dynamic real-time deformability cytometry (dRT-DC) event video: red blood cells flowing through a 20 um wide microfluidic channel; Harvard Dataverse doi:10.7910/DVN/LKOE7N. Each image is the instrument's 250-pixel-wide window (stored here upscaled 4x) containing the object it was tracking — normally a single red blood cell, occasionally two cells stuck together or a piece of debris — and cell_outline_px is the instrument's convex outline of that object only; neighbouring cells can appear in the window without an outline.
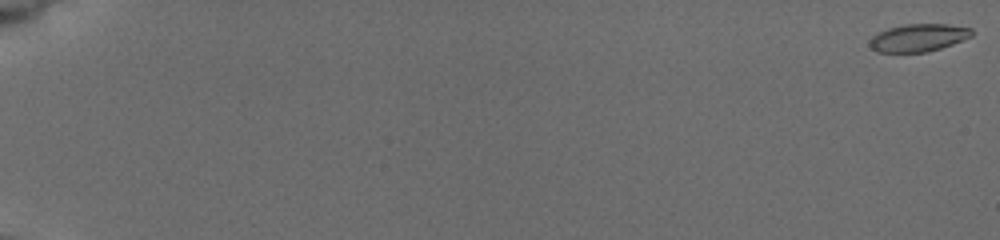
{"species": "common noctule bat (a hibernating species)", "species_latin": "Nyctalus noctula", "temperature_condition": "cold", "stored_images_in_passage": 45, "camera_frame_rate_fps": 3000, "um_per_image_px": 0.085, "animal": {"sex": "female", "body_mass_g": 19.5, "forearm_length_mm": 54.1}, "frame": {"image": 1, "passage_image": 1, "time_ms": 0.0, "image_size_px": [1000, 240], "cell_outline_px": [[972, 36], [952, 44], [928, 52], [876, 52], [868, 44], [868, 40], [872, 36], [888, 28], [904, 24], [948, 24], [972, 28]], "centroid_in_image_um": [78.04, 3.2], "position_along_channel_um": 7.0, "area_um2": 16.47}}
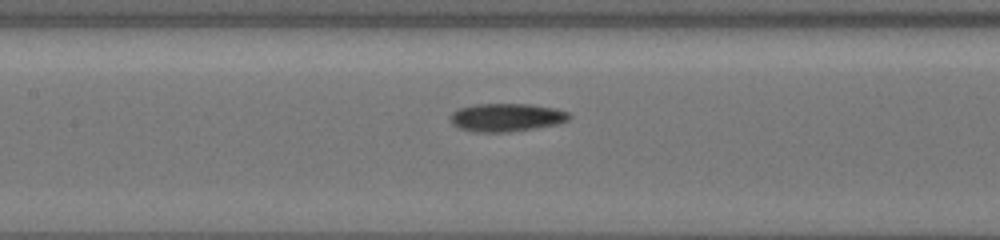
{"frame": {"image": 2, "passage_image": 26, "time_ms": 9.667, "image_size_px": [1000, 240], "cell_outline_px": [[572, 116], [568, 120], [556, 124], [508, 132], [476, 132], [460, 128], [452, 124], [448, 116], [452, 112], [460, 108], [472, 104], [532, 104], [556, 108], [568, 112]], "centroid_in_image_um": [43.02, 9.97], "position_along_channel_um": 164.4, "area_um2": 19.54}}
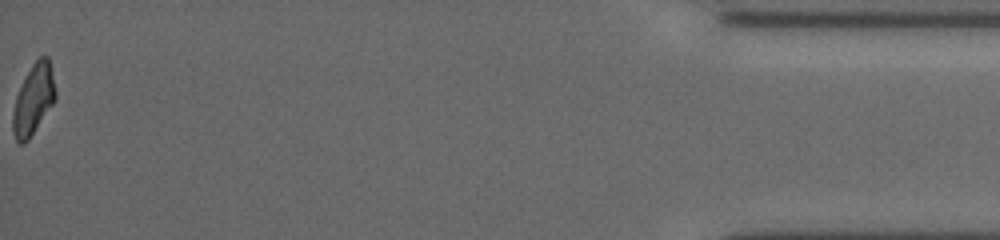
{"frame": {"image": 3, "passage_image": 45, "time_ms": 18.667, "image_size_px": [1000, 240], "cell_outline_px": [[56, 100], [28, 140], [24, 144], [20, 144], [16, 140], [12, 132], [12, 112], [16, 96], [32, 64], [40, 56], [48, 56], [56, 92]], "centroid_in_image_um": [2.83, 8.49], "position_along_channel_um": 432.4, "area_um2": 17.34}, "authors_computed_cell_mechanics": {"area_um2": 18.0336, "velocity_mm_per_s": 3.866, "shape_relaxation_time_tau1_ms": 4.6655, "shape_relaxation_time_tau2_ms": 5.1352, "deformation_change_tau1": 0.1321, "deformation_change_tau2": 0.1138}}